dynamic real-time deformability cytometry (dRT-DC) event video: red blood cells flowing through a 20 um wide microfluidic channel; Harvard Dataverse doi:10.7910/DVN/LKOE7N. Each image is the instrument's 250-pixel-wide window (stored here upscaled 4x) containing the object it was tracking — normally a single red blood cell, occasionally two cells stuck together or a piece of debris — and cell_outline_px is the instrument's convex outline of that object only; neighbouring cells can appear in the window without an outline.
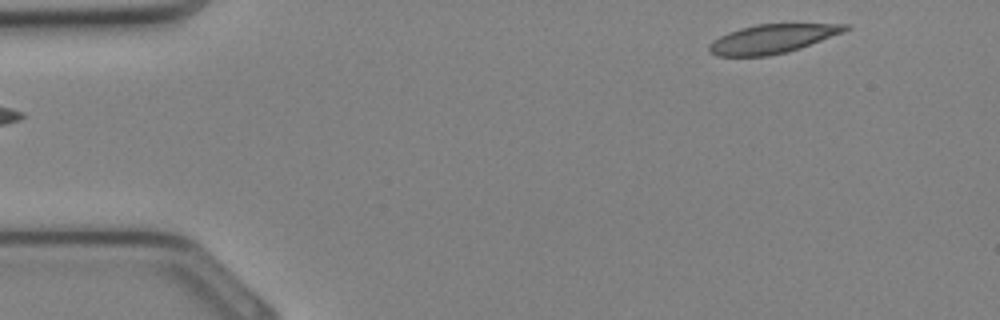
{"species": "Egyptian fruit bat (a non-hibernating species)", "species_latin": "Rousettus aegyptiacus", "temperature_condition": "cold", "stored_images_in_passage": 31, "camera_frame_rate_fps": 3000, "um_per_image_px": 0.085, "animal": {"sex": "female"}, "frame": {"image": 1, "passage_image": 1, "time_ms": 0.0, "image_size_px": [1000, 320], "cell_outline_px": [[852, 28], [844, 32], [800, 48], [788, 52], [768, 56], [716, 56], [708, 52], [708, 44], [720, 36], [728, 32], [740, 28], [756, 24], [848, 24]], "centroid_in_image_um": [65.63, 3.3], "position_along_channel_um": 19.4, "area_um2": 23.0}}
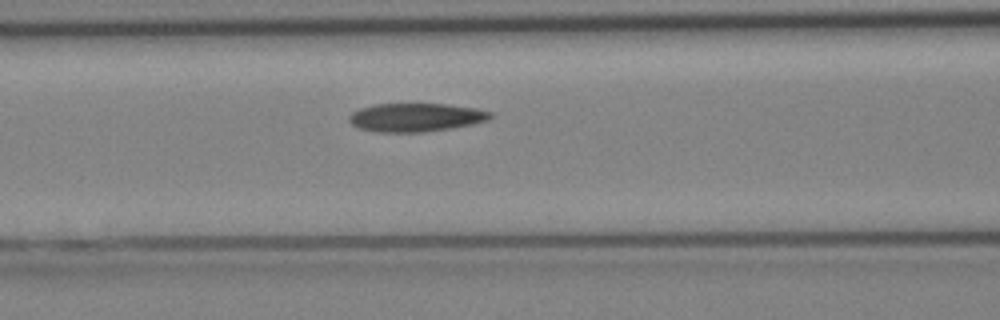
{"frame": {"image": 2, "passage_image": 11, "time_ms": 3.333, "image_size_px": [1000, 320], "cell_outline_px": [[492, 116], [488, 120], [472, 124], [448, 128], [420, 132], [380, 132], [360, 128], [352, 124], [348, 120], [348, 116], [352, 112], [360, 108], [372, 104], [444, 104], [476, 108], [492, 112]], "centroid_in_image_um": [35.32, 9.97], "position_along_channel_um": 131.3, "area_um2": 23.24}}
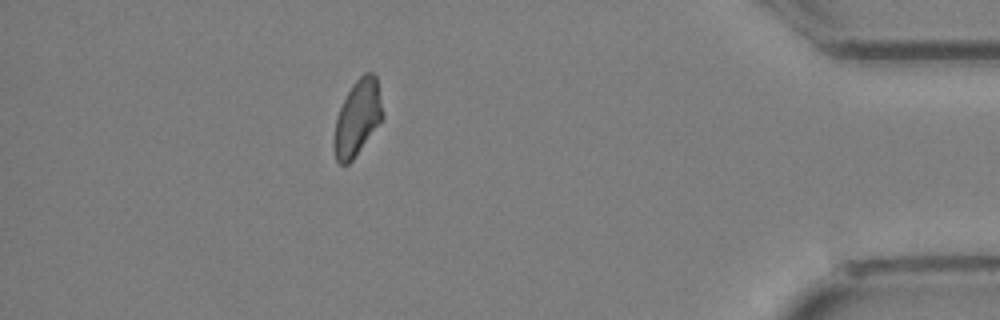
{"frame": {"image": 3, "passage_image": 27, "time_ms": 8.667, "image_size_px": [1000, 320], "cell_outline_px": [[384, 116], [352, 160], [348, 164], [340, 164], [336, 160], [332, 144], [332, 140], [336, 116], [352, 84], [364, 72], [372, 72], [376, 76]], "centroid_in_image_um": [30.35, 10.02], "position_along_channel_um": 404.8, "area_um2": 21.27}}